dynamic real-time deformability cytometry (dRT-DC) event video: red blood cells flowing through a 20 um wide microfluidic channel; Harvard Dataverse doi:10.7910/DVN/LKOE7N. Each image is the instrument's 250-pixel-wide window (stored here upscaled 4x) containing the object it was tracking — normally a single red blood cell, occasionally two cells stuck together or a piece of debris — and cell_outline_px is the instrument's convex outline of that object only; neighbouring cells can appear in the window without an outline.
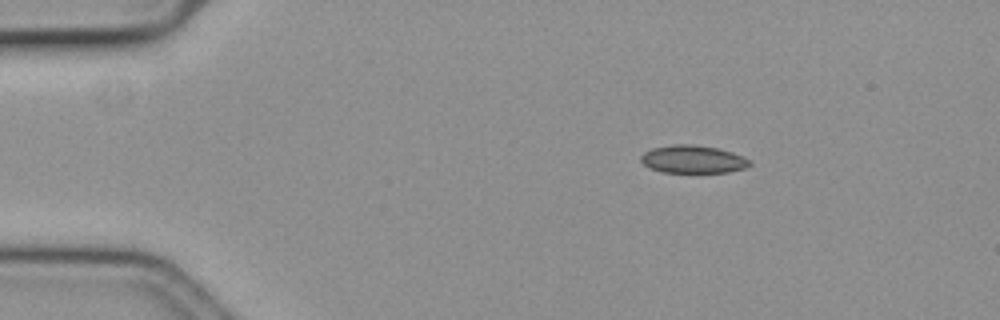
{"species": "common noctule bat (a hibernating species)", "species_latin": "Nyctalus noctula", "temperature_condition": "cold", "stored_images_in_passage": 50, "camera_frame_rate_fps": 3000, "um_per_image_px": 0.085, "animal": {"sex": "female", "body_mass_g": 19.3, "forearm_length_mm": 54.1}, "frame": {"image": 1, "passage_image": 1, "time_ms": 0.0, "image_size_px": [1000, 320], "cell_outline_px": [[752, 164], [744, 168], [728, 172], [664, 172], [652, 168], [644, 164], [640, 160], [640, 156], [644, 152], [652, 148], [672, 144], [692, 144], [716, 148], [732, 152], [748, 160]], "centroid_in_image_um": [58.87, 13.53], "position_along_channel_um": 26.1, "area_um2": 17.4}}
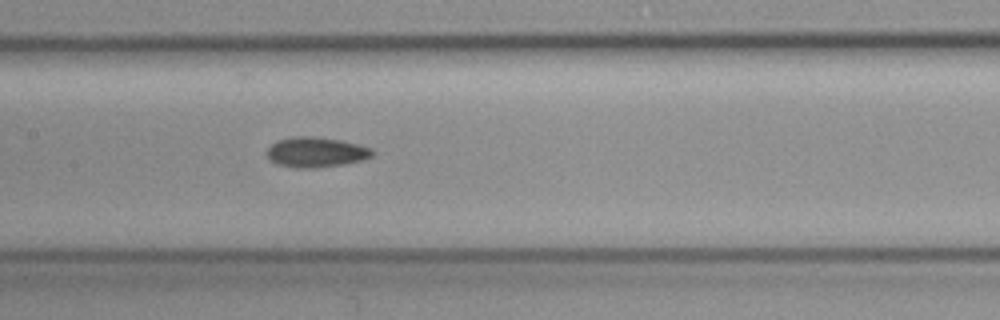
{"frame": {"image": 2, "passage_image": 20, "time_ms": 6.333, "image_size_px": [1000, 320], "cell_outline_px": [[372, 156], [364, 160], [344, 164], [316, 168], [296, 168], [276, 164], [268, 156], [268, 148], [276, 140], [292, 136], [312, 136], [340, 140], [372, 148]], "centroid_in_image_um": [26.85, 12.93], "position_along_channel_um": 180.5, "area_um2": 18.5}}
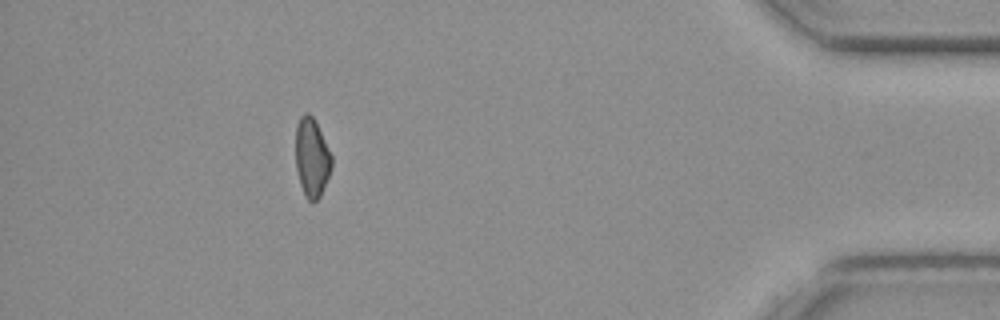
{"frame": {"image": 3, "passage_image": 44, "time_ms": 14.333, "image_size_px": [1000, 320], "cell_outline_px": [[332, 164], [328, 176], [320, 196], [312, 204], [304, 196], [300, 184], [296, 168], [296, 124], [300, 116], [304, 112], [308, 112], [316, 120], [332, 156]], "centroid_in_image_um": [26.49, 13.37], "position_along_channel_um": 408.7, "area_um2": 16.7}, "authors_computed_cell_mechanics": {"area_um2": 17.8891, "velocity_mm_per_s": 3.5607, "shape_relaxation_time_tau1_ms": null, "shape_relaxation_time_tau2_ms": 5.6495, "deformation_change_tau1": null, "deformation_change_tau2": 0.109}}